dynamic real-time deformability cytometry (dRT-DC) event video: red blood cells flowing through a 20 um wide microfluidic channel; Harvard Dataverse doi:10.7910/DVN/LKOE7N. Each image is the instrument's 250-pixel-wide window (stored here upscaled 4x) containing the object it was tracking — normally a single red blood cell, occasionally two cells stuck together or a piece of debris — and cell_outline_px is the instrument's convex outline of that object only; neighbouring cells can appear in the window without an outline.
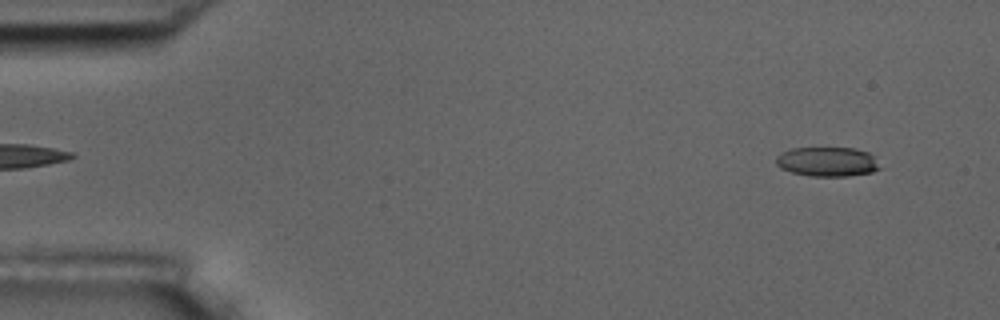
{"species": "common noctule bat (a hibernating species)", "species_latin": "Nyctalus noctula", "temperature_condition": "room temperature", "stored_images_in_passage": 55, "camera_frame_rate_fps": 3000, "um_per_image_px": 0.085, "animal": {"sex": "male", "body_mass_g": 17.5, "forearm_length_mm": 52.3}, "frame": {"image": 1, "passage_image": 3, "time_ms": 0.667, "image_size_px": [1000, 320], "cell_outline_px": [[880, 168], [872, 172], [848, 176], [808, 176], [792, 172], [780, 168], [776, 164], [776, 156], [780, 152], [792, 148], [856, 148], [868, 152], [872, 156]], "centroid_in_image_um": [70.27, 13.74], "position_along_channel_um": 14.7, "area_um2": 17.8}}
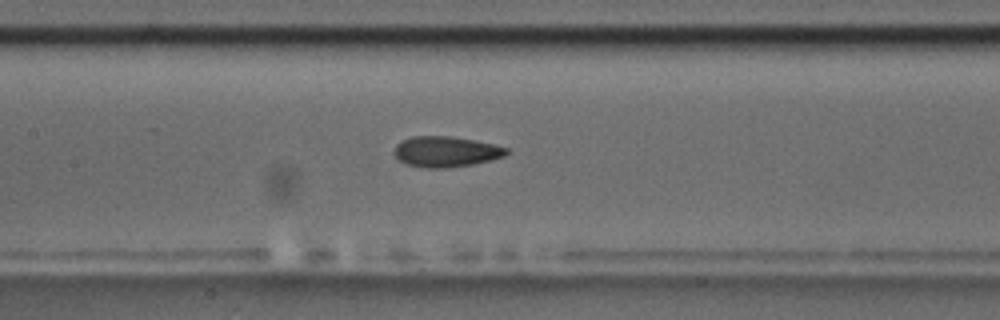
{"frame": {"image": 2, "passage_image": 25, "time_ms": 8.0, "image_size_px": [1000, 320], "cell_outline_px": [[508, 152], [504, 156], [472, 164], [444, 168], [424, 168], [404, 164], [392, 152], [396, 144], [400, 140], [412, 136], [452, 136], [492, 144], [508, 148]], "centroid_in_image_um": [37.82, 12.89], "position_along_channel_um": 169.6, "area_um2": 20.0}}
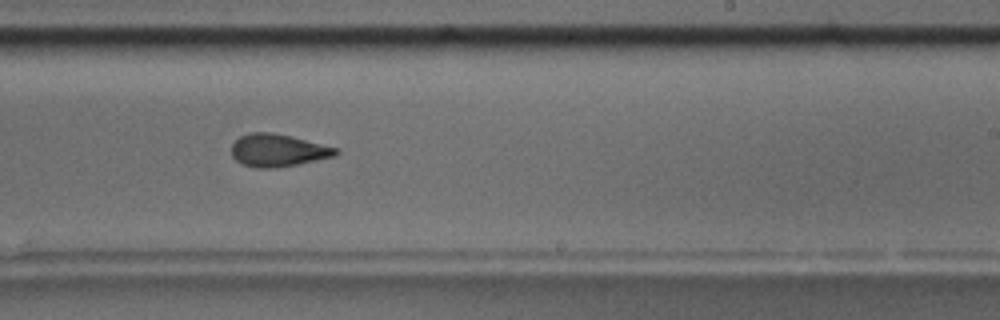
{"frame": {"image": 3, "passage_image": 33, "time_ms": 10.667, "image_size_px": [1000, 320], "cell_outline_px": [[340, 152], [336, 156], [276, 168], [256, 168], [244, 164], [236, 160], [232, 156], [232, 144], [240, 136], [248, 132], [272, 132], [292, 136], [340, 148]], "centroid_in_image_um": [23.66, 12.76], "position_along_channel_um": 265.3, "area_um2": 19.94}, "authors_computed_cell_mechanics": {"area_um2": 19.8832, "velocity_mm_per_s": 3.6143, "shape_relaxation_time_tau1_ms": 7.4578, "shape_relaxation_time_tau2_ms": 2.4463, "deformation_change_tau1": 0.1704, "deformation_change_tau2": 0.1055}}